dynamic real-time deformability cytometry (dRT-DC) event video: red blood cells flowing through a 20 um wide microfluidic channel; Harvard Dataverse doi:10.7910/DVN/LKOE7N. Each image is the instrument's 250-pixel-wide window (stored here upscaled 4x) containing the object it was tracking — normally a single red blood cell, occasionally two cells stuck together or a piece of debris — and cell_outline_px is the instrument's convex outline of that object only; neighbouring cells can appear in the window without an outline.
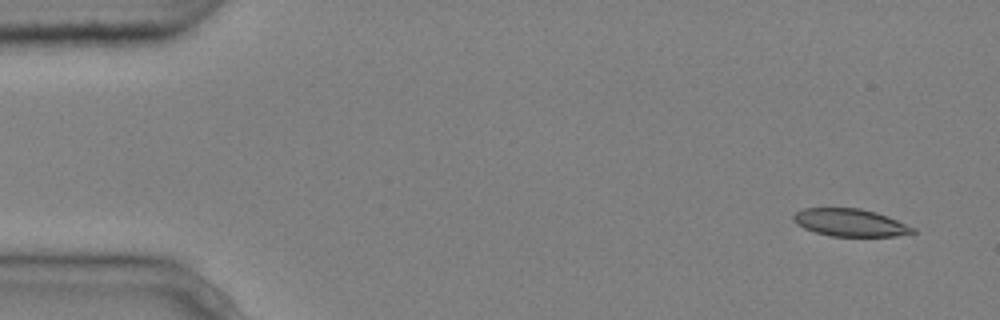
{"species": "common noctule bat (a hibernating species)", "species_latin": "Nyctalus noctula", "temperature_condition": "cold", "stored_images_in_passage": 4, "camera_frame_rate_fps": 3000, "um_per_image_px": 0.085, "animal": {"sex": "male", "body_mass_g": 20.4}, "frame": {"image": 1, "passage_image": 1, "time_ms": 0.0, "image_size_px": [1000, 320], "cell_outline_px": [[916, 232], [896, 236], [832, 236], [816, 232], [804, 228], [796, 224], [792, 220], [792, 216], [796, 212], [804, 208], [860, 208], [876, 212], [916, 228]], "centroid_in_image_um": [72.24, 18.92], "position_along_channel_um": 12.8, "area_um2": 19.07}}